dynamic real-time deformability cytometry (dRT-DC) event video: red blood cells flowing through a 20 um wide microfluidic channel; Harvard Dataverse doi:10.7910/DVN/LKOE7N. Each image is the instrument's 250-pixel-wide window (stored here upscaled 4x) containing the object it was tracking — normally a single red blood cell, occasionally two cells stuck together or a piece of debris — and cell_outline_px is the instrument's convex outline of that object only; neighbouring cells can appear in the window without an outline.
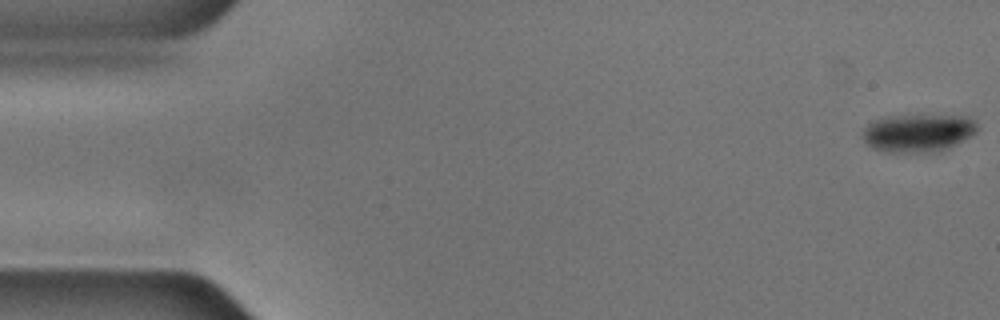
{"species": "common noctule bat (a hibernating species)", "species_latin": "Nyctalus noctula", "temperature_condition": "cold", "stored_images_in_passage": 7, "camera_frame_rate_fps": 3000, "um_per_image_px": 0.085, "animal": {"sex": "male", "body_mass_g": 17.9, "forearm_length_mm": 54.2}, "frame": {"image": 1, "passage_image": 1, "time_ms": 0.0, "image_size_px": [1000, 320], "cell_outline_px": [[976, 132], [944, 148], [928, 152], [888, 152], [876, 148], [868, 144], [860, 136], [860, 132], [872, 120], [880, 116], [968, 116], [976, 120]], "centroid_in_image_um": [77.94, 11.27], "position_along_channel_um": 7.1, "area_um2": 24.85}}